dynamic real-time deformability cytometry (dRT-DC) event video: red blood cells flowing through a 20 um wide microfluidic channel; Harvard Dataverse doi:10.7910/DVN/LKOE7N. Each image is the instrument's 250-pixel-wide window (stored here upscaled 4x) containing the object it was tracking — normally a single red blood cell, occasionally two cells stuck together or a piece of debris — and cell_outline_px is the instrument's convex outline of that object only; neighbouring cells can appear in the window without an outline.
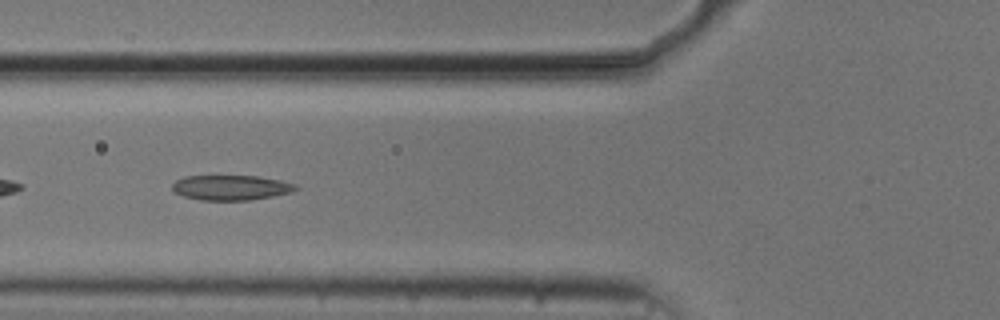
{"species": "common noctule bat (a hibernating species)", "species_latin": "Nyctalus noctula", "temperature_condition": "cold", "stored_images_in_passage": 48, "segment_of_instrument_passage": [2, 2], "camera_frame_rate_fps": 3000, "um_per_image_px": 0.085, "animal": {"sex": "male", "body_mass_g": 20.5, "forearm_length_mm": 52.5}, "frame": {"image": 1, "passage_image": 17, "time_ms": 5.333, "image_size_px": [1000, 320], "cell_outline_px": [[300, 188], [292, 192], [272, 196], [248, 200], [200, 200], [184, 196], [176, 192], [172, 188], [172, 184], [176, 180], [184, 176], [256, 176], [280, 180], [296, 184]], "centroid_in_image_um": [19.65, 15.94], "position_along_channel_um": 106.2, "area_um2": 17.92}}
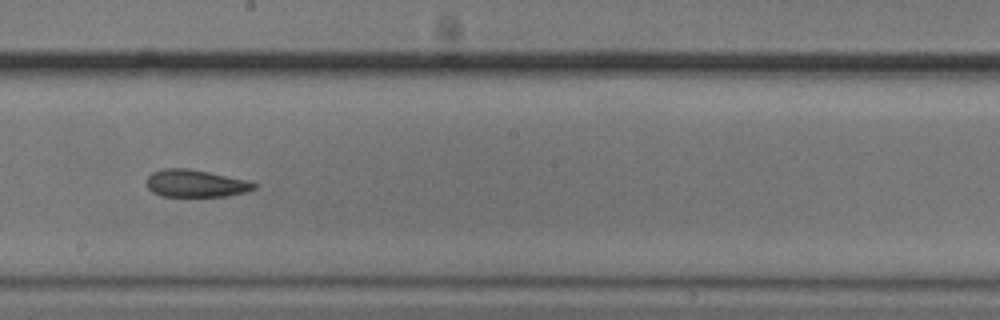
{"frame": {"image": 2, "passage_image": 27, "time_ms": 8.667, "image_size_px": [1000, 320], "cell_outline_px": [[260, 184], [256, 188], [244, 192], [228, 196], [160, 196], [152, 192], [148, 188], [148, 176], [152, 172], [164, 168], [184, 168], [208, 172], [244, 180]], "centroid_in_image_um": [16.62, 15.6], "position_along_channel_um": 231.6, "area_um2": 16.94}}
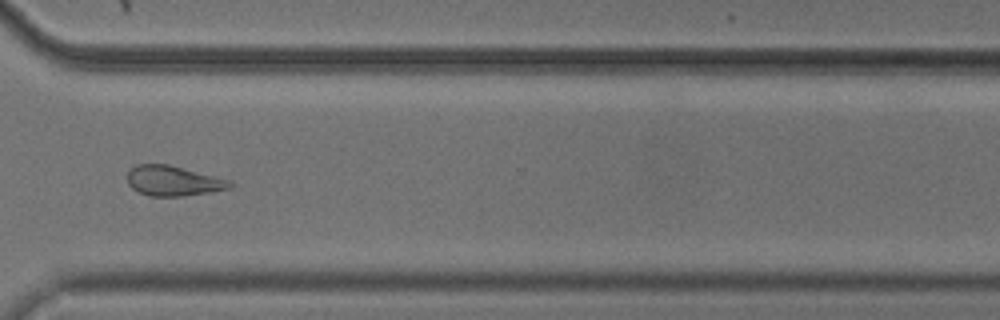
{"frame": {"image": 3, "passage_image": 37, "time_ms": 12.0, "image_size_px": [1000, 320], "cell_outline_px": [[232, 188], [184, 196], [148, 196], [132, 188], [128, 184], [128, 172], [136, 164], [168, 164], [232, 180]], "centroid_in_image_um": [14.74, 15.37], "position_along_channel_um": 355.9, "area_um2": 17.98}}